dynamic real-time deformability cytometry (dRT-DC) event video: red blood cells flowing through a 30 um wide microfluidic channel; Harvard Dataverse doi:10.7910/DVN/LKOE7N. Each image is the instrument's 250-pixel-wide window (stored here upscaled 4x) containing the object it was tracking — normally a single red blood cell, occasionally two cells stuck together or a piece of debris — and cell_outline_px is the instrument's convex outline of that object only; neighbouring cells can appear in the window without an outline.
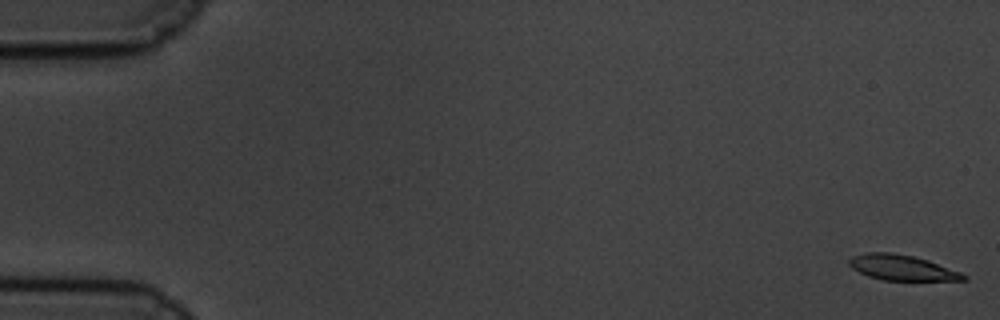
{"species": "common noctule bat (a hibernating species)", "species_latin": "Nyctalus noctula", "temperature_condition": "cold", "stored_images_in_passage": 60, "camera_frame_rate_fps": 3000, "um_per_image_px": 0.085, "animal": {"sex": "male", "body_mass_g": 19.5, "forearm_length_mm": 54.6}, "frame": {"image": 1, "passage_image": 1, "time_ms": 0.0, "image_size_px": [1000, 320], "cell_outline_px": [[968, 280], [884, 280], [868, 276], [852, 268], [848, 264], [848, 260], [852, 256], [868, 252], [892, 252], [912, 256], [928, 260], [960, 272], [968, 276]], "centroid_in_image_um": [76.65, 22.74], "position_along_channel_um": 8.3, "area_um2": 16.82}}
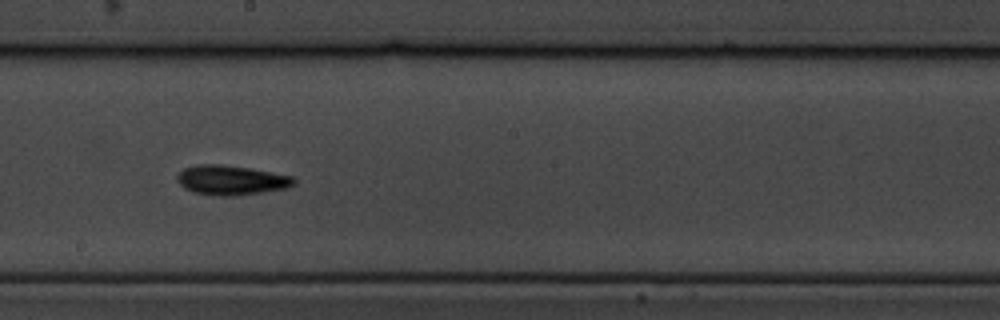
{"frame": {"image": 2, "passage_image": 34, "time_ms": 11.0, "image_size_px": [1000, 320], "cell_outline_px": [[296, 180], [288, 188], [236, 196], [216, 196], [192, 192], [184, 188], [176, 180], [176, 176], [184, 168], [196, 164], [220, 164], [248, 168], [292, 176]], "centroid_in_image_um": [19.6, 15.32], "position_along_channel_um": 228.6, "area_um2": 20.17}}
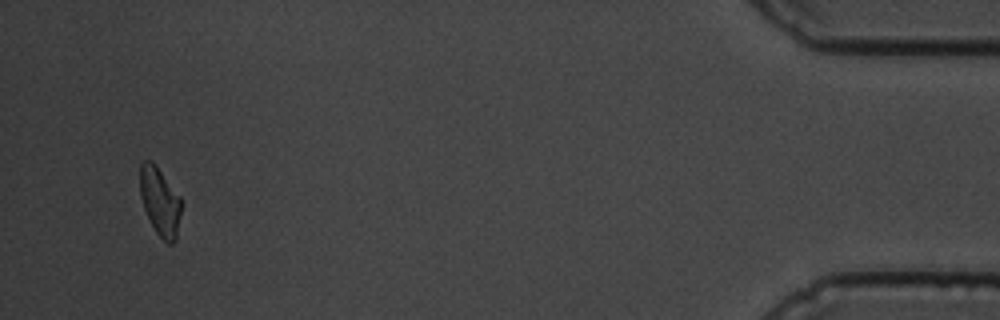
{"frame": {"image": 3, "passage_image": 58, "time_ms": 19.0, "image_size_px": [1000, 320], "cell_outline_px": [[180, 212], [176, 240], [172, 244], [168, 244], [156, 232], [144, 208], [140, 196], [140, 164], [144, 160], [152, 160], [156, 164], [180, 196]], "centroid_in_image_um": [13.58, 17.09], "position_along_channel_um": 421.6, "area_um2": 16.3}, "authors_computed_cell_mechanics": {"area_um2": 17.7157, "velocity_mm_per_s": 3.3412, "shape_relaxation_time_tau1_ms": 5.6451, "shape_relaxation_time_tau2_ms": null, "deformation_change_tau1": 0.1589, "deformation_change_tau2": null}}